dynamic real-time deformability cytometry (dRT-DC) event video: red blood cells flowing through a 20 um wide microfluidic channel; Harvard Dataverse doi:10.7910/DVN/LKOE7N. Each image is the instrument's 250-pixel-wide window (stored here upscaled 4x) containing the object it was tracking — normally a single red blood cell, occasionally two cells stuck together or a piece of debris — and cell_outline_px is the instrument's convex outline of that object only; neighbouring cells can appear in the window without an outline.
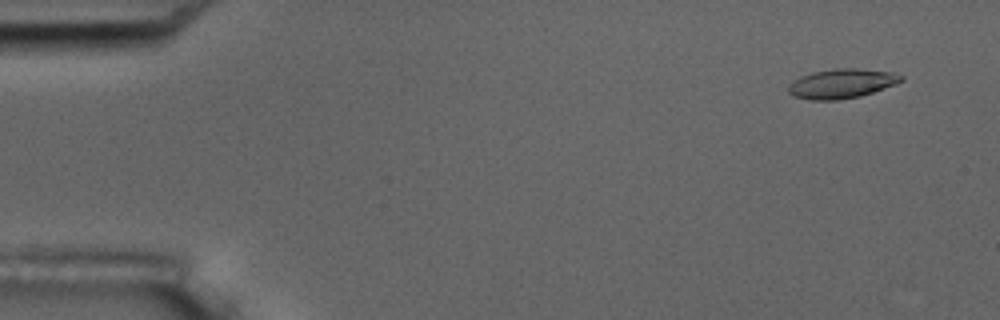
{"species": "common noctule bat (a hibernating species)", "species_latin": "Nyctalus noctula", "temperature_condition": "room temperature", "stored_images_in_passage": 5, "camera_frame_rate_fps": 3000, "um_per_image_px": 0.085, "animal": {"sex": "male", "body_mass_g": 17.5, "forearm_length_mm": 52.3}, "frame": {"image": 1, "passage_image": 2, "time_ms": 1.0, "image_size_px": [1000, 320], "cell_outline_px": [[904, 80], [896, 84], [860, 96], [836, 100], [808, 100], [792, 96], [788, 92], [788, 84], [792, 80], [800, 76], [812, 72], [836, 68], [856, 68], [892, 72], [904, 76]], "centroid_in_image_um": [71.5, 7.1], "position_along_channel_um": 13.5, "area_um2": 19.54}}
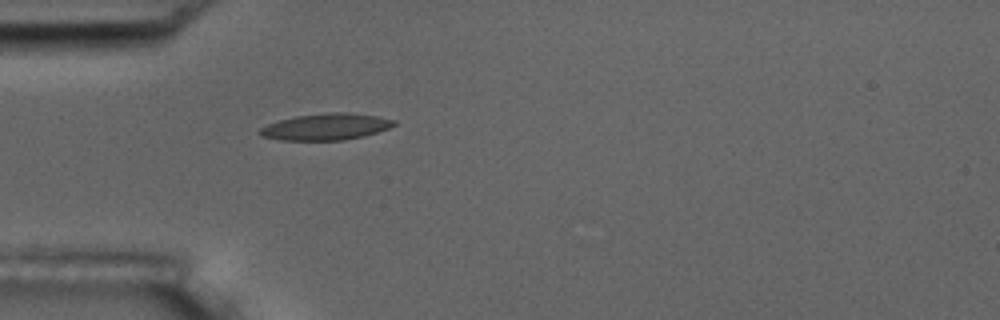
{"frame": {"image": 2, "passage_image": 5, "time_ms": 5.333, "image_size_px": [1000, 320], "cell_outline_px": [[396, 124], [388, 128], [364, 136], [344, 140], [280, 140], [260, 136], [256, 132], [260, 128], [268, 124], [280, 120], [296, 116], [328, 112], [348, 112], [380, 116], [396, 120]], "centroid_in_image_um": [27.7, 10.77], "position_along_channel_um": 57.3, "area_um2": 20.87}}